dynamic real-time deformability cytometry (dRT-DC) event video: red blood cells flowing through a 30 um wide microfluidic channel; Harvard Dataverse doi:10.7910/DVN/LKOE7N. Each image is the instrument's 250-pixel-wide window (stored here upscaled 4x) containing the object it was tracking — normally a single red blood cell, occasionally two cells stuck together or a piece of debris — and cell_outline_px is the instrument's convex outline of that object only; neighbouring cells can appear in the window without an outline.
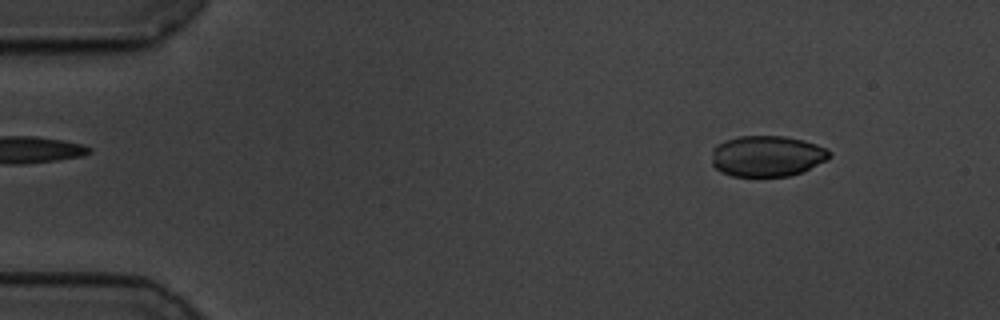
{"species": "common noctule bat (a hibernating species)", "species_latin": "Nyctalus noctula", "temperature_condition": "cold", "stored_images_in_passage": 54, "camera_frame_rate_fps": 3000, "um_per_image_px": 0.085, "animal": {"sex": "male", "body_mass_g": 19.5, "forearm_length_mm": 54.6}, "frame": {"image": 1, "passage_image": 3, "time_ms": 0.667, "image_size_px": [1000, 320], "cell_outline_px": [[832, 156], [828, 160], [804, 172], [788, 176], [732, 176], [720, 172], [712, 164], [712, 148], [716, 144], [724, 140], [736, 136], [784, 136], [804, 140], [816, 144], [832, 152]], "centroid_in_image_um": [65.2, 13.26], "position_along_channel_um": 19.8, "area_um2": 28.55}}
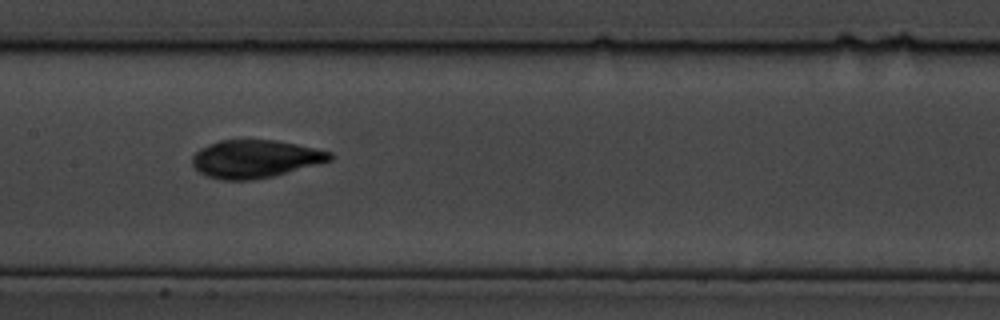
{"frame": {"image": 2, "passage_image": 25, "time_ms": 8.0, "image_size_px": [1000, 320], "cell_outline_px": [[332, 160], [272, 176], [252, 180], [220, 180], [208, 176], [200, 172], [192, 164], [192, 156], [200, 148], [220, 140], [276, 140], [296, 144], [332, 152]], "centroid_in_image_um": [21.67, 13.5], "position_along_channel_um": 185.7, "area_um2": 30.11}}
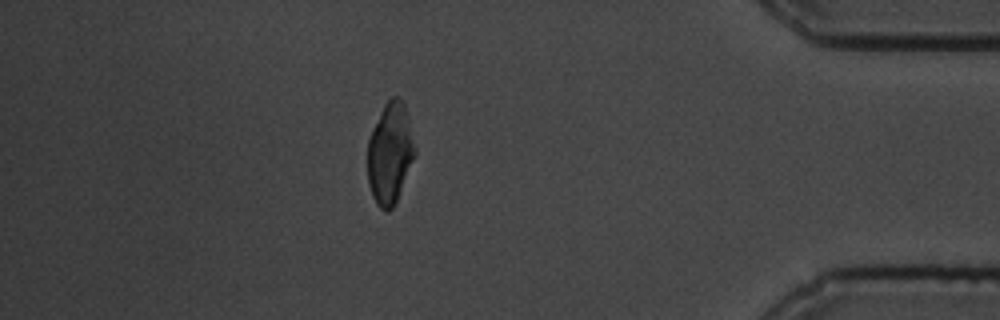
{"frame": {"image": 3, "passage_image": 47, "time_ms": 15.333, "image_size_px": [1000, 320], "cell_outline_px": [[416, 156], [396, 200], [392, 208], [388, 212], [384, 212], [376, 204], [372, 196], [368, 184], [368, 140], [372, 128], [384, 104], [392, 96], [400, 96], [404, 104], [416, 152]], "centroid_in_image_um": [33.14, 13.05], "position_along_channel_um": 402.1, "area_um2": 27.86}, "authors_computed_cell_mechanics": {"area_um2": 29.9115, "velocity_mm_per_s": 3.4782, "shape_relaxation_time_tau1_ms": 2.4158, "shape_relaxation_time_tau2_ms": 1.4326, "deformation_change_tau1": 0.0709, "deformation_change_tau2": 0.0372}}